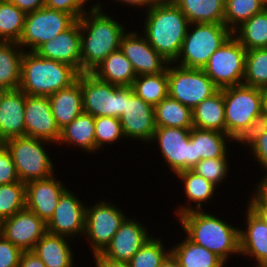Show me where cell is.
<instances>
[{
  "label": "cell",
  "instance_id": "obj_1",
  "mask_svg": "<svg viewBox=\"0 0 267 267\" xmlns=\"http://www.w3.org/2000/svg\"><path fill=\"white\" fill-rule=\"evenodd\" d=\"M146 39L170 63L179 56L189 21L171 0H161L147 12Z\"/></svg>",
  "mask_w": 267,
  "mask_h": 267
},
{
  "label": "cell",
  "instance_id": "obj_2",
  "mask_svg": "<svg viewBox=\"0 0 267 267\" xmlns=\"http://www.w3.org/2000/svg\"><path fill=\"white\" fill-rule=\"evenodd\" d=\"M100 9L99 4L92 7L91 21L85 14L78 19L80 30L88 32L86 38L81 32V73H90L110 53L120 49L125 35L124 28Z\"/></svg>",
  "mask_w": 267,
  "mask_h": 267
},
{
  "label": "cell",
  "instance_id": "obj_3",
  "mask_svg": "<svg viewBox=\"0 0 267 267\" xmlns=\"http://www.w3.org/2000/svg\"><path fill=\"white\" fill-rule=\"evenodd\" d=\"M178 215L189 240L210 250L224 261L227 260L228 253H240L239 229L200 210H193L192 207H183Z\"/></svg>",
  "mask_w": 267,
  "mask_h": 267
},
{
  "label": "cell",
  "instance_id": "obj_4",
  "mask_svg": "<svg viewBox=\"0 0 267 267\" xmlns=\"http://www.w3.org/2000/svg\"><path fill=\"white\" fill-rule=\"evenodd\" d=\"M79 74L67 63L24 52L19 89L30 96H50L74 83Z\"/></svg>",
  "mask_w": 267,
  "mask_h": 267
},
{
  "label": "cell",
  "instance_id": "obj_5",
  "mask_svg": "<svg viewBox=\"0 0 267 267\" xmlns=\"http://www.w3.org/2000/svg\"><path fill=\"white\" fill-rule=\"evenodd\" d=\"M264 115L260 88L245 84L224 88L226 134L243 142L261 124Z\"/></svg>",
  "mask_w": 267,
  "mask_h": 267
},
{
  "label": "cell",
  "instance_id": "obj_6",
  "mask_svg": "<svg viewBox=\"0 0 267 267\" xmlns=\"http://www.w3.org/2000/svg\"><path fill=\"white\" fill-rule=\"evenodd\" d=\"M194 32L186 36L179 57L183 54L181 67L203 69L210 56L226 42L233 33L230 28L219 23H196Z\"/></svg>",
  "mask_w": 267,
  "mask_h": 267
},
{
  "label": "cell",
  "instance_id": "obj_7",
  "mask_svg": "<svg viewBox=\"0 0 267 267\" xmlns=\"http://www.w3.org/2000/svg\"><path fill=\"white\" fill-rule=\"evenodd\" d=\"M83 111L95 117L119 118L126 106V86L97 79L91 73H80Z\"/></svg>",
  "mask_w": 267,
  "mask_h": 267
},
{
  "label": "cell",
  "instance_id": "obj_8",
  "mask_svg": "<svg viewBox=\"0 0 267 267\" xmlns=\"http://www.w3.org/2000/svg\"><path fill=\"white\" fill-rule=\"evenodd\" d=\"M44 139L21 136L3 143L12 156L21 182L52 176L53 164L41 146Z\"/></svg>",
  "mask_w": 267,
  "mask_h": 267
},
{
  "label": "cell",
  "instance_id": "obj_9",
  "mask_svg": "<svg viewBox=\"0 0 267 267\" xmlns=\"http://www.w3.org/2000/svg\"><path fill=\"white\" fill-rule=\"evenodd\" d=\"M246 48L231 36L209 58L205 74L219 88L242 84L245 75Z\"/></svg>",
  "mask_w": 267,
  "mask_h": 267
},
{
  "label": "cell",
  "instance_id": "obj_10",
  "mask_svg": "<svg viewBox=\"0 0 267 267\" xmlns=\"http://www.w3.org/2000/svg\"><path fill=\"white\" fill-rule=\"evenodd\" d=\"M218 90L203 69L168 66V96L190 109Z\"/></svg>",
  "mask_w": 267,
  "mask_h": 267
},
{
  "label": "cell",
  "instance_id": "obj_11",
  "mask_svg": "<svg viewBox=\"0 0 267 267\" xmlns=\"http://www.w3.org/2000/svg\"><path fill=\"white\" fill-rule=\"evenodd\" d=\"M76 19L69 13L44 6L26 14L24 29L19 39V47L31 46L35 52L42 44L67 30Z\"/></svg>",
  "mask_w": 267,
  "mask_h": 267
},
{
  "label": "cell",
  "instance_id": "obj_12",
  "mask_svg": "<svg viewBox=\"0 0 267 267\" xmlns=\"http://www.w3.org/2000/svg\"><path fill=\"white\" fill-rule=\"evenodd\" d=\"M190 130L156 127L154 132L153 139H158L164 158L176 174L192 170L196 165L195 144L190 140Z\"/></svg>",
  "mask_w": 267,
  "mask_h": 267
},
{
  "label": "cell",
  "instance_id": "obj_13",
  "mask_svg": "<svg viewBox=\"0 0 267 267\" xmlns=\"http://www.w3.org/2000/svg\"><path fill=\"white\" fill-rule=\"evenodd\" d=\"M125 216L106 202H100L95 207H86L85 234L92 241L94 255L100 254L110 243Z\"/></svg>",
  "mask_w": 267,
  "mask_h": 267
},
{
  "label": "cell",
  "instance_id": "obj_14",
  "mask_svg": "<svg viewBox=\"0 0 267 267\" xmlns=\"http://www.w3.org/2000/svg\"><path fill=\"white\" fill-rule=\"evenodd\" d=\"M119 120L124 136L144 141L153 139L154 107L136 95L131 86H126V106Z\"/></svg>",
  "mask_w": 267,
  "mask_h": 267
},
{
  "label": "cell",
  "instance_id": "obj_15",
  "mask_svg": "<svg viewBox=\"0 0 267 267\" xmlns=\"http://www.w3.org/2000/svg\"><path fill=\"white\" fill-rule=\"evenodd\" d=\"M46 232V223L27 208L2 221L1 235L21 251H32Z\"/></svg>",
  "mask_w": 267,
  "mask_h": 267
},
{
  "label": "cell",
  "instance_id": "obj_16",
  "mask_svg": "<svg viewBox=\"0 0 267 267\" xmlns=\"http://www.w3.org/2000/svg\"><path fill=\"white\" fill-rule=\"evenodd\" d=\"M26 136L58 142L60 129L57 126L48 96L26 95L24 109Z\"/></svg>",
  "mask_w": 267,
  "mask_h": 267
},
{
  "label": "cell",
  "instance_id": "obj_17",
  "mask_svg": "<svg viewBox=\"0 0 267 267\" xmlns=\"http://www.w3.org/2000/svg\"><path fill=\"white\" fill-rule=\"evenodd\" d=\"M137 37V33L131 32L123 35L120 42V50L131 62L136 75L164 72L167 66L163 65L169 61L149 44L146 37Z\"/></svg>",
  "mask_w": 267,
  "mask_h": 267
},
{
  "label": "cell",
  "instance_id": "obj_18",
  "mask_svg": "<svg viewBox=\"0 0 267 267\" xmlns=\"http://www.w3.org/2000/svg\"><path fill=\"white\" fill-rule=\"evenodd\" d=\"M40 57L67 63L81 73V30L76 20L67 30L42 44L36 51Z\"/></svg>",
  "mask_w": 267,
  "mask_h": 267
},
{
  "label": "cell",
  "instance_id": "obj_19",
  "mask_svg": "<svg viewBox=\"0 0 267 267\" xmlns=\"http://www.w3.org/2000/svg\"><path fill=\"white\" fill-rule=\"evenodd\" d=\"M25 185V208L47 223L66 188L53 176L46 179L31 180L26 182Z\"/></svg>",
  "mask_w": 267,
  "mask_h": 267
},
{
  "label": "cell",
  "instance_id": "obj_20",
  "mask_svg": "<svg viewBox=\"0 0 267 267\" xmlns=\"http://www.w3.org/2000/svg\"><path fill=\"white\" fill-rule=\"evenodd\" d=\"M86 208L66 190L59 199L51 219L46 223L47 231L63 236L85 232Z\"/></svg>",
  "mask_w": 267,
  "mask_h": 267
},
{
  "label": "cell",
  "instance_id": "obj_21",
  "mask_svg": "<svg viewBox=\"0 0 267 267\" xmlns=\"http://www.w3.org/2000/svg\"><path fill=\"white\" fill-rule=\"evenodd\" d=\"M148 239L147 232L140 223L125 218L100 255L110 260L129 262Z\"/></svg>",
  "mask_w": 267,
  "mask_h": 267
},
{
  "label": "cell",
  "instance_id": "obj_22",
  "mask_svg": "<svg viewBox=\"0 0 267 267\" xmlns=\"http://www.w3.org/2000/svg\"><path fill=\"white\" fill-rule=\"evenodd\" d=\"M26 93L10 90L5 93L0 103V142L11 138L26 136L24 109Z\"/></svg>",
  "mask_w": 267,
  "mask_h": 267
},
{
  "label": "cell",
  "instance_id": "obj_23",
  "mask_svg": "<svg viewBox=\"0 0 267 267\" xmlns=\"http://www.w3.org/2000/svg\"><path fill=\"white\" fill-rule=\"evenodd\" d=\"M48 98L55 122L59 129H62L84 112L80 74L74 83L67 88L60 89Z\"/></svg>",
  "mask_w": 267,
  "mask_h": 267
},
{
  "label": "cell",
  "instance_id": "obj_24",
  "mask_svg": "<svg viewBox=\"0 0 267 267\" xmlns=\"http://www.w3.org/2000/svg\"><path fill=\"white\" fill-rule=\"evenodd\" d=\"M247 225L245 232L239 230L240 252L256 257L261 267L267 261V224L248 207Z\"/></svg>",
  "mask_w": 267,
  "mask_h": 267
},
{
  "label": "cell",
  "instance_id": "obj_25",
  "mask_svg": "<svg viewBox=\"0 0 267 267\" xmlns=\"http://www.w3.org/2000/svg\"><path fill=\"white\" fill-rule=\"evenodd\" d=\"M90 73L101 81L117 86H131L137 77L131 62L120 49L110 53Z\"/></svg>",
  "mask_w": 267,
  "mask_h": 267
},
{
  "label": "cell",
  "instance_id": "obj_26",
  "mask_svg": "<svg viewBox=\"0 0 267 267\" xmlns=\"http://www.w3.org/2000/svg\"><path fill=\"white\" fill-rule=\"evenodd\" d=\"M193 127L215 130L226 134L224 116V88L204 99L192 109Z\"/></svg>",
  "mask_w": 267,
  "mask_h": 267
},
{
  "label": "cell",
  "instance_id": "obj_27",
  "mask_svg": "<svg viewBox=\"0 0 267 267\" xmlns=\"http://www.w3.org/2000/svg\"><path fill=\"white\" fill-rule=\"evenodd\" d=\"M66 236L46 232L33 248L46 267H72V255Z\"/></svg>",
  "mask_w": 267,
  "mask_h": 267
},
{
  "label": "cell",
  "instance_id": "obj_28",
  "mask_svg": "<svg viewBox=\"0 0 267 267\" xmlns=\"http://www.w3.org/2000/svg\"><path fill=\"white\" fill-rule=\"evenodd\" d=\"M191 25L196 23L224 24L225 0H171Z\"/></svg>",
  "mask_w": 267,
  "mask_h": 267
},
{
  "label": "cell",
  "instance_id": "obj_29",
  "mask_svg": "<svg viewBox=\"0 0 267 267\" xmlns=\"http://www.w3.org/2000/svg\"><path fill=\"white\" fill-rule=\"evenodd\" d=\"M154 121L156 127L192 129V109L167 96L154 106Z\"/></svg>",
  "mask_w": 267,
  "mask_h": 267
},
{
  "label": "cell",
  "instance_id": "obj_30",
  "mask_svg": "<svg viewBox=\"0 0 267 267\" xmlns=\"http://www.w3.org/2000/svg\"><path fill=\"white\" fill-rule=\"evenodd\" d=\"M176 247L170 252L180 267H223L224 265L225 261L222 258L188 238Z\"/></svg>",
  "mask_w": 267,
  "mask_h": 267
},
{
  "label": "cell",
  "instance_id": "obj_31",
  "mask_svg": "<svg viewBox=\"0 0 267 267\" xmlns=\"http://www.w3.org/2000/svg\"><path fill=\"white\" fill-rule=\"evenodd\" d=\"M60 141L71 142L88 151H94L96 149L94 117L91 114L81 113L60 129L58 142Z\"/></svg>",
  "mask_w": 267,
  "mask_h": 267
},
{
  "label": "cell",
  "instance_id": "obj_32",
  "mask_svg": "<svg viewBox=\"0 0 267 267\" xmlns=\"http://www.w3.org/2000/svg\"><path fill=\"white\" fill-rule=\"evenodd\" d=\"M18 45L16 42L0 41V87L8 91L17 90L20 85L21 63L24 52L13 49L14 46Z\"/></svg>",
  "mask_w": 267,
  "mask_h": 267
},
{
  "label": "cell",
  "instance_id": "obj_33",
  "mask_svg": "<svg viewBox=\"0 0 267 267\" xmlns=\"http://www.w3.org/2000/svg\"><path fill=\"white\" fill-rule=\"evenodd\" d=\"M225 136L231 138L219 131L193 127L190 130V140L195 144L196 164L208 158L225 157Z\"/></svg>",
  "mask_w": 267,
  "mask_h": 267
},
{
  "label": "cell",
  "instance_id": "obj_34",
  "mask_svg": "<svg viewBox=\"0 0 267 267\" xmlns=\"http://www.w3.org/2000/svg\"><path fill=\"white\" fill-rule=\"evenodd\" d=\"M131 88L146 103L156 106L168 96V67L161 73L137 76Z\"/></svg>",
  "mask_w": 267,
  "mask_h": 267
},
{
  "label": "cell",
  "instance_id": "obj_35",
  "mask_svg": "<svg viewBox=\"0 0 267 267\" xmlns=\"http://www.w3.org/2000/svg\"><path fill=\"white\" fill-rule=\"evenodd\" d=\"M240 25L236 39L246 50L267 48V7Z\"/></svg>",
  "mask_w": 267,
  "mask_h": 267
},
{
  "label": "cell",
  "instance_id": "obj_36",
  "mask_svg": "<svg viewBox=\"0 0 267 267\" xmlns=\"http://www.w3.org/2000/svg\"><path fill=\"white\" fill-rule=\"evenodd\" d=\"M26 13L9 0L0 1V37L3 42H19L22 35Z\"/></svg>",
  "mask_w": 267,
  "mask_h": 267
},
{
  "label": "cell",
  "instance_id": "obj_37",
  "mask_svg": "<svg viewBox=\"0 0 267 267\" xmlns=\"http://www.w3.org/2000/svg\"><path fill=\"white\" fill-rule=\"evenodd\" d=\"M264 8L266 6L261 0H225L224 25L229 27L231 24L229 28L235 34L236 23L249 20Z\"/></svg>",
  "mask_w": 267,
  "mask_h": 267
},
{
  "label": "cell",
  "instance_id": "obj_38",
  "mask_svg": "<svg viewBox=\"0 0 267 267\" xmlns=\"http://www.w3.org/2000/svg\"><path fill=\"white\" fill-rule=\"evenodd\" d=\"M244 80L242 84L255 88L267 86V48L246 51Z\"/></svg>",
  "mask_w": 267,
  "mask_h": 267
},
{
  "label": "cell",
  "instance_id": "obj_39",
  "mask_svg": "<svg viewBox=\"0 0 267 267\" xmlns=\"http://www.w3.org/2000/svg\"><path fill=\"white\" fill-rule=\"evenodd\" d=\"M26 185L18 181L0 185V220L3 221L25 208Z\"/></svg>",
  "mask_w": 267,
  "mask_h": 267
},
{
  "label": "cell",
  "instance_id": "obj_40",
  "mask_svg": "<svg viewBox=\"0 0 267 267\" xmlns=\"http://www.w3.org/2000/svg\"><path fill=\"white\" fill-rule=\"evenodd\" d=\"M177 176L185 183V192L188 198L191 201H197L198 209H201L200 202L208 200L213 195L216 185L193 170L178 172Z\"/></svg>",
  "mask_w": 267,
  "mask_h": 267
},
{
  "label": "cell",
  "instance_id": "obj_41",
  "mask_svg": "<svg viewBox=\"0 0 267 267\" xmlns=\"http://www.w3.org/2000/svg\"><path fill=\"white\" fill-rule=\"evenodd\" d=\"M171 252H164L160 240L149 238L130 259L131 267H160Z\"/></svg>",
  "mask_w": 267,
  "mask_h": 267
},
{
  "label": "cell",
  "instance_id": "obj_42",
  "mask_svg": "<svg viewBox=\"0 0 267 267\" xmlns=\"http://www.w3.org/2000/svg\"><path fill=\"white\" fill-rule=\"evenodd\" d=\"M95 141L96 149L104 143H112L123 136L122 127L119 118L115 117H95Z\"/></svg>",
  "mask_w": 267,
  "mask_h": 267
},
{
  "label": "cell",
  "instance_id": "obj_43",
  "mask_svg": "<svg viewBox=\"0 0 267 267\" xmlns=\"http://www.w3.org/2000/svg\"><path fill=\"white\" fill-rule=\"evenodd\" d=\"M192 170L214 185H217V183L225 178L227 172L226 157L201 160Z\"/></svg>",
  "mask_w": 267,
  "mask_h": 267
},
{
  "label": "cell",
  "instance_id": "obj_44",
  "mask_svg": "<svg viewBox=\"0 0 267 267\" xmlns=\"http://www.w3.org/2000/svg\"><path fill=\"white\" fill-rule=\"evenodd\" d=\"M243 142L249 143L258 161L267 169V130L259 125Z\"/></svg>",
  "mask_w": 267,
  "mask_h": 267
},
{
  "label": "cell",
  "instance_id": "obj_45",
  "mask_svg": "<svg viewBox=\"0 0 267 267\" xmlns=\"http://www.w3.org/2000/svg\"><path fill=\"white\" fill-rule=\"evenodd\" d=\"M19 177L16 171L12 156L7 148L0 145V185L18 182Z\"/></svg>",
  "mask_w": 267,
  "mask_h": 267
},
{
  "label": "cell",
  "instance_id": "obj_46",
  "mask_svg": "<svg viewBox=\"0 0 267 267\" xmlns=\"http://www.w3.org/2000/svg\"><path fill=\"white\" fill-rule=\"evenodd\" d=\"M22 251L0 236V267H18Z\"/></svg>",
  "mask_w": 267,
  "mask_h": 267
},
{
  "label": "cell",
  "instance_id": "obj_47",
  "mask_svg": "<svg viewBox=\"0 0 267 267\" xmlns=\"http://www.w3.org/2000/svg\"><path fill=\"white\" fill-rule=\"evenodd\" d=\"M87 0H45V6L71 14L78 20L83 14L82 6Z\"/></svg>",
  "mask_w": 267,
  "mask_h": 267
},
{
  "label": "cell",
  "instance_id": "obj_48",
  "mask_svg": "<svg viewBox=\"0 0 267 267\" xmlns=\"http://www.w3.org/2000/svg\"><path fill=\"white\" fill-rule=\"evenodd\" d=\"M24 13L34 12L45 6V0H9Z\"/></svg>",
  "mask_w": 267,
  "mask_h": 267
},
{
  "label": "cell",
  "instance_id": "obj_49",
  "mask_svg": "<svg viewBox=\"0 0 267 267\" xmlns=\"http://www.w3.org/2000/svg\"><path fill=\"white\" fill-rule=\"evenodd\" d=\"M18 267H46L33 251H22Z\"/></svg>",
  "mask_w": 267,
  "mask_h": 267
},
{
  "label": "cell",
  "instance_id": "obj_50",
  "mask_svg": "<svg viewBox=\"0 0 267 267\" xmlns=\"http://www.w3.org/2000/svg\"><path fill=\"white\" fill-rule=\"evenodd\" d=\"M256 194L249 206H267V176L262 180Z\"/></svg>",
  "mask_w": 267,
  "mask_h": 267
},
{
  "label": "cell",
  "instance_id": "obj_51",
  "mask_svg": "<svg viewBox=\"0 0 267 267\" xmlns=\"http://www.w3.org/2000/svg\"><path fill=\"white\" fill-rule=\"evenodd\" d=\"M97 267H131L129 262L115 261L102 257L100 254L95 255Z\"/></svg>",
  "mask_w": 267,
  "mask_h": 267
},
{
  "label": "cell",
  "instance_id": "obj_52",
  "mask_svg": "<svg viewBox=\"0 0 267 267\" xmlns=\"http://www.w3.org/2000/svg\"><path fill=\"white\" fill-rule=\"evenodd\" d=\"M119 1L126 2L127 4L129 3L130 5H133V6L138 5L139 7L141 5L145 6L148 4V7L150 8L151 6H153L154 4L158 3L161 0H119Z\"/></svg>",
  "mask_w": 267,
  "mask_h": 267
},
{
  "label": "cell",
  "instance_id": "obj_53",
  "mask_svg": "<svg viewBox=\"0 0 267 267\" xmlns=\"http://www.w3.org/2000/svg\"><path fill=\"white\" fill-rule=\"evenodd\" d=\"M267 224V206H249Z\"/></svg>",
  "mask_w": 267,
  "mask_h": 267
},
{
  "label": "cell",
  "instance_id": "obj_54",
  "mask_svg": "<svg viewBox=\"0 0 267 267\" xmlns=\"http://www.w3.org/2000/svg\"><path fill=\"white\" fill-rule=\"evenodd\" d=\"M160 267H180L178 261L170 254Z\"/></svg>",
  "mask_w": 267,
  "mask_h": 267
},
{
  "label": "cell",
  "instance_id": "obj_55",
  "mask_svg": "<svg viewBox=\"0 0 267 267\" xmlns=\"http://www.w3.org/2000/svg\"><path fill=\"white\" fill-rule=\"evenodd\" d=\"M260 91L262 96L263 112L267 113V86L262 87Z\"/></svg>",
  "mask_w": 267,
  "mask_h": 267
},
{
  "label": "cell",
  "instance_id": "obj_56",
  "mask_svg": "<svg viewBox=\"0 0 267 267\" xmlns=\"http://www.w3.org/2000/svg\"><path fill=\"white\" fill-rule=\"evenodd\" d=\"M260 125L267 130V113H264Z\"/></svg>",
  "mask_w": 267,
  "mask_h": 267
},
{
  "label": "cell",
  "instance_id": "obj_57",
  "mask_svg": "<svg viewBox=\"0 0 267 267\" xmlns=\"http://www.w3.org/2000/svg\"><path fill=\"white\" fill-rule=\"evenodd\" d=\"M7 91L8 90L4 89L3 87H0V103H1L3 96L5 95Z\"/></svg>",
  "mask_w": 267,
  "mask_h": 267
},
{
  "label": "cell",
  "instance_id": "obj_58",
  "mask_svg": "<svg viewBox=\"0 0 267 267\" xmlns=\"http://www.w3.org/2000/svg\"><path fill=\"white\" fill-rule=\"evenodd\" d=\"M1 231H2V221L0 220V236H1Z\"/></svg>",
  "mask_w": 267,
  "mask_h": 267
},
{
  "label": "cell",
  "instance_id": "obj_59",
  "mask_svg": "<svg viewBox=\"0 0 267 267\" xmlns=\"http://www.w3.org/2000/svg\"><path fill=\"white\" fill-rule=\"evenodd\" d=\"M263 3H264V5L267 7V0H261Z\"/></svg>",
  "mask_w": 267,
  "mask_h": 267
},
{
  "label": "cell",
  "instance_id": "obj_60",
  "mask_svg": "<svg viewBox=\"0 0 267 267\" xmlns=\"http://www.w3.org/2000/svg\"><path fill=\"white\" fill-rule=\"evenodd\" d=\"M262 267H267V261L262 265Z\"/></svg>",
  "mask_w": 267,
  "mask_h": 267
}]
</instances>
